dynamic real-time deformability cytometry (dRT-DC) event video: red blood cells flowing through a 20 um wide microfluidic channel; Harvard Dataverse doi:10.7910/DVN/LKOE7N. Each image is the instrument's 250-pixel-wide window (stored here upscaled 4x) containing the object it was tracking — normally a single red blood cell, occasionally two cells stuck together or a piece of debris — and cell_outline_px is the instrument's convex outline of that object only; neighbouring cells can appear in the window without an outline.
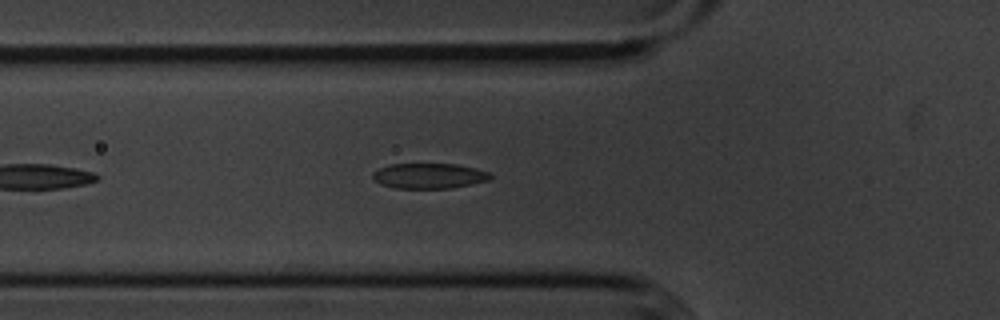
{"species": "common noctule bat (a hibernating species)", "species_latin": "Nyctalus noctula", "temperature_condition": "cold", "stored_images_in_passage": 22, "camera_frame_rate_fps": 3000, "um_per_image_px": 0.085, "animal": {"sex": "male", "body_mass_g": 20.1, "forearm_length_mm": 53.5}, "frame": {"image": 1, "passage_image": 7, "time_ms": 2.0, "image_size_px": [1000, 320], "cell_outline_px": [[492, 176], [488, 180], [452, 188], [392, 188], [380, 184], [372, 176], [372, 172], [388, 164], [456, 164], [476, 168], [488, 172]], "centroid_in_image_um": [36.44, 14.94], "position_along_channel_um": 89.4, "area_um2": 17.28}}